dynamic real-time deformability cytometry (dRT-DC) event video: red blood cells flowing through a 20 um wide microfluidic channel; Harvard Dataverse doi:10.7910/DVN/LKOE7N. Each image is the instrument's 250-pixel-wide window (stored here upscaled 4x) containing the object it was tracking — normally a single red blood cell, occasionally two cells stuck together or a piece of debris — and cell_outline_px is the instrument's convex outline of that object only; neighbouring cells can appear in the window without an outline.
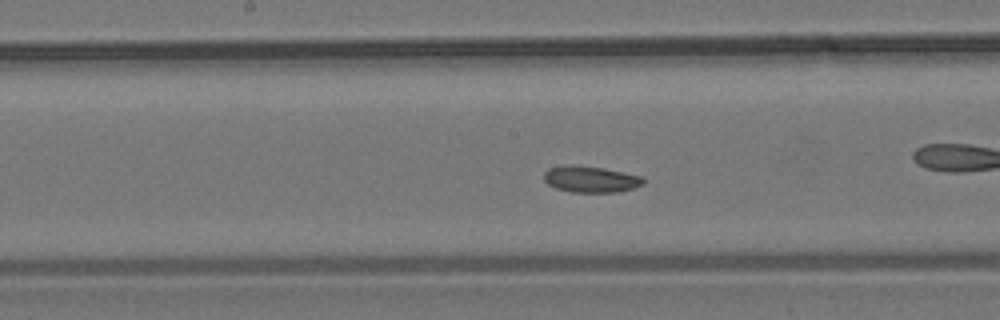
{"species": "common noctule bat (a hibernating species)", "species_latin": "Nyctalus noctula", "temperature_condition": "room temperature", "stored_images_in_passage": 40, "camera_frame_rate_fps": 3000, "um_per_image_px": 0.085, "animal": {"sex": "male", "body_mass_g": 19.2, "forearm_length_mm": 51.8}, "frame": {"image": 1, "passage_image": 12, "time_ms": 3.667, "image_size_px": [1000, 320], "cell_outline_px": [[644, 184], [636, 188], [620, 192], [572, 192], [556, 188], [548, 184], [544, 180], [544, 172], [548, 168], [604, 168], [640, 176], [644, 180]], "centroid_in_image_um": [50.29, 15.3], "position_along_channel_um": 197.9, "area_um2": 14.51}}